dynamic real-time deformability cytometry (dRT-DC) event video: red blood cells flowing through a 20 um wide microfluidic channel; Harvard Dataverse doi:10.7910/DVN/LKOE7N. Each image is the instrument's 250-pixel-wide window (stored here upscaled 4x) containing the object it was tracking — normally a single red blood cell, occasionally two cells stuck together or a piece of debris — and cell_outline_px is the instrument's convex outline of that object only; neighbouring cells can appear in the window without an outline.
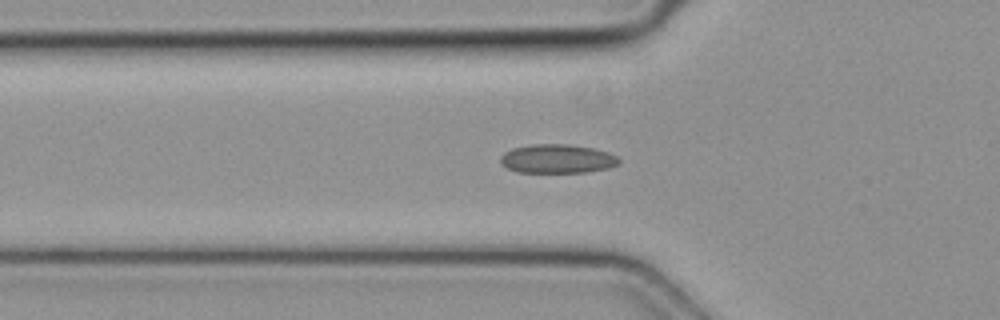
{"species": "common noctule bat (a hibernating species)", "species_latin": "Nyctalus noctula", "temperature_condition": "cold", "stored_images_in_passage": 39, "segment_of_instrument_passage": [1, 2], "camera_frame_rate_fps": 3000, "um_per_image_px": 0.085, "animal": {"sex": "female", "body_mass_g": 19.3, "forearm_length_mm": 54.1}, "frame": {"image": 1, "passage_image": 4, "time_ms": 1.0, "image_size_px": [1000, 320], "cell_outline_px": [[620, 164], [608, 168], [584, 172], [516, 172], [500, 164], [500, 156], [504, 152], [512, 148], [532, 144], [568, 144], [592, 148], [608, 152], [616, 156], [620, 160]], "centroid_in_image_um": [47.34, 13.49], "position_along_channel_um": 78.5, "area_um2": 20.0}}
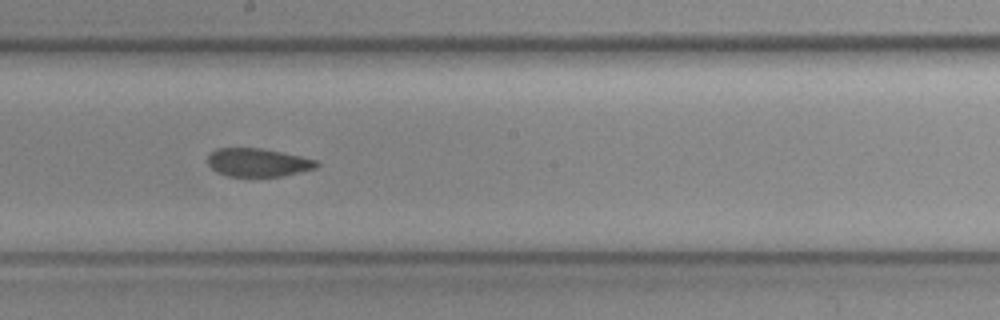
{"frame": {"image": 2, "passage_image": 15, "time_ms": 4.667, "image_size_px": [1000, 320], "cell_outline_px": [[320, 164], [316, 168], [280, 176], [228, 176], [212, 168], [208, 164], [208, 156], [216, 148], [260, 148], [300, 156], [316, 160]], "centroid_in_image_um": [21.92, 13.8], "position_along_channel_um": 226.3, "area_um2": 17.63}}
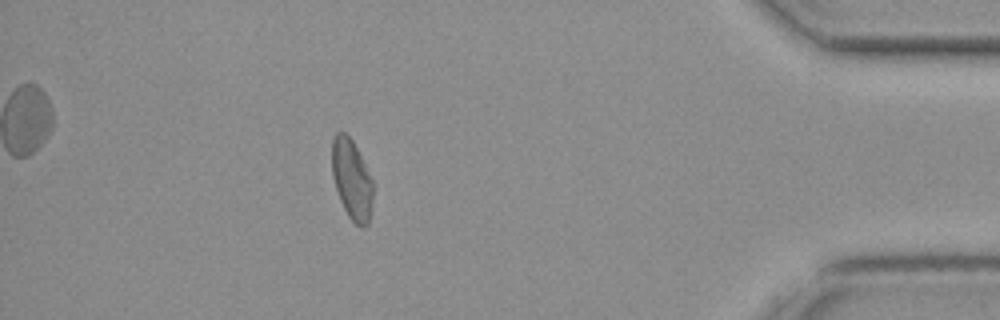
{"frame": {"image": 3, "passage_image": 32, "time_ms": 10.333, "image_size_px": [1000, 320], "cell_outline_px": [[372, 200], [368, 224], [364, 228], [360, 228], [348, 216], [340, 200], [332, 176], [332, 140], [336, 132], [344, 132], [352, 140], [372, 180]], "centroid_in_image_um": [29.88, 15.27], "position_along_channel_um": 405.3, "area_um2": 18.84}}